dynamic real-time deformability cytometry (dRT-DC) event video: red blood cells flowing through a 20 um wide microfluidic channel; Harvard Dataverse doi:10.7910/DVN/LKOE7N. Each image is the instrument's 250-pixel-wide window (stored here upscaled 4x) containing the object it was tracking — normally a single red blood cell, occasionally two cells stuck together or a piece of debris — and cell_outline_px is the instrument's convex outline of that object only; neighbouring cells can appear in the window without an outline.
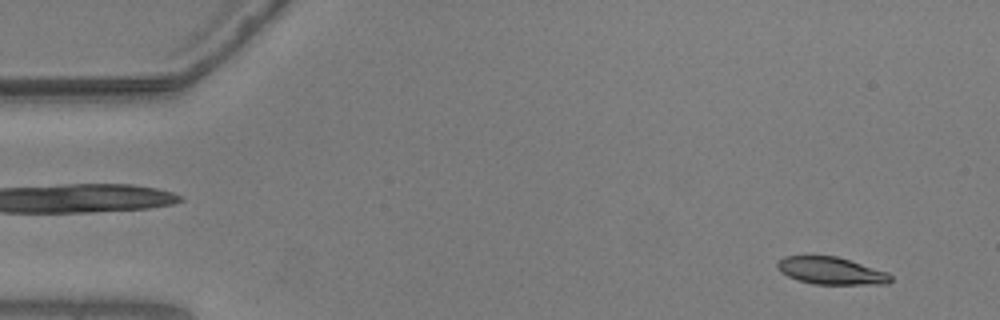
{"species": "common noctule bat (a hibernating species)", "species_latin": "Nyctalus noctula", "temperature_condition": "warm", "stored_images_in_passage": 54, "camera_frame_rate_fps": 3000, "um_per_image_px": 0.085, "animal": {"sex": "male", "body_mass_g": 20.5, "forearm_length_mm": 52.5}, "frame": {"image": 1, "passage_image": 3, "time_ms": 0.667, "image_size_px": [1000, 320], "cell_outline_px": [[892, 280], [888, 284], [812, 284], [788, 276], [780, 272], [776, 268], [776, 264], [784, 256], [836, 256], [888, 272], [892, 276]], "centroid_in_image_um": [70.65, 23.02], "position_along_channel_um": 14.4, "area_um2": 17.98}}
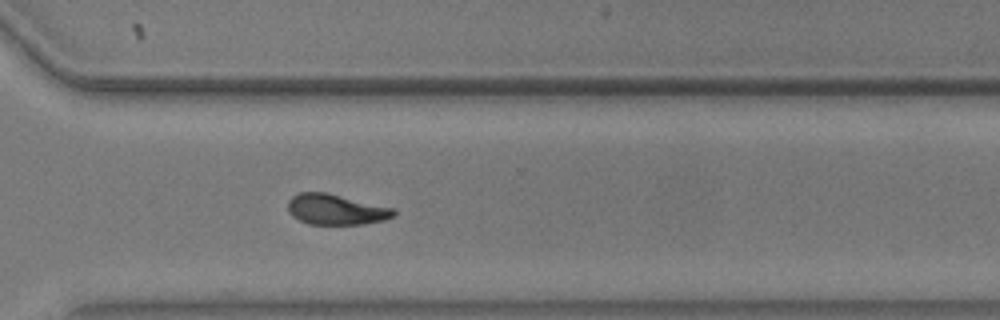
{"frame": {"image": 2, "passage_image": 39, "time_ms": 12.667, "image_size_px": [1000, 320], "cell_outline_px": [[396, 216], [384, 220], [364, 224], [308, 224], [292, 216], [288, 212], [288, 200], [292, 196], [300, 192], [328, 192], [396, 208]], "centroid_in_image_um": [28.59, 17.79], "position_along_channel_um": 342.0, "area_um2": 19.19}}
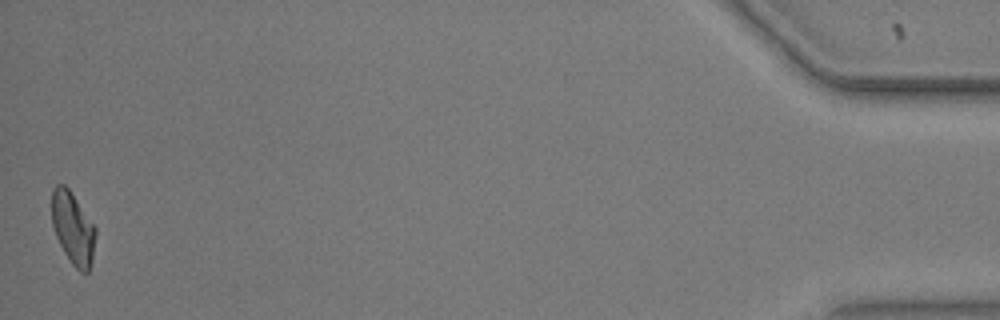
{"frame": {"image": 3, "passage_image": 54, "time_ms": 17.667, "image_size_px": [1000, 320], "cell_outline_px": [[96, 236], [92, 264], [88, 272], [80, 272], [72, 264], [64, 252], [56, 236], [52, 224], [52, 188], [56, 184], [64, 184], [68, 188], [96, 228]], "centroid_in_image_um": [6.21, 19.41], "position_along_channel_um": 429.0, "area_um2": 18.38}, "authors_computed_cell_mechanics": {"area_um2": 19.1029, "velocity_mm_per_s": 3.6435, "shape_relaxation_time_tau1_ms": 5.643, "shape_relaxation_time_tau2_ms": 2.9534, "deformation_change_tau1": 0.1474, "deformation_change_tau2": 0.0984}}